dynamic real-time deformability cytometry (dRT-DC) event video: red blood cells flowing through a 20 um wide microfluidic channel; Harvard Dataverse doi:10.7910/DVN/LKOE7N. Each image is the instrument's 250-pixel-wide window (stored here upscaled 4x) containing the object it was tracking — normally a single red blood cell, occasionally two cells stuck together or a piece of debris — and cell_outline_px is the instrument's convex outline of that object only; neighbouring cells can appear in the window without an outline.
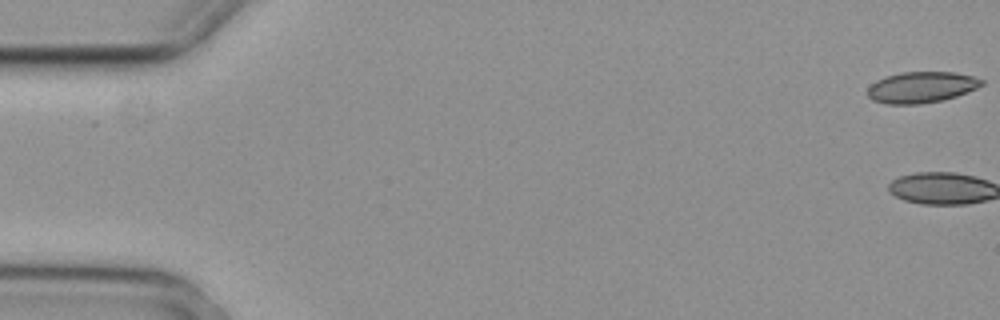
{"species": "common noctule bat (a hibernating species)", "species_latin": "Nyctalus noctula", "temperature_condition": "cold", "stored_images_in_passage": 5, "camera_frame_rate_fps": 3000, "um_per_image_px": 0.085, "animal": {"sex": "female", "body_mass_g": 29.2, "forearm_length_mm": 56.3}, "frame": {"image": 1, "passage_image": 1, "time_ms": 0.0, "image_size_px": [1000, 320], "cell_outline_px": [[984, 84], [976, 88], [956, 96], [944, 100], [920, 104], [888, 104], [872, 100], [868, 96], [868, 88], [876, 80], [884, 76], [900, 72], [956, 72], [976, 76], [984, 80]], "centroid_in_image_um": [78.34, 7.41], "position_along_channel_um": 6.7, "area_um2": 20.87}}